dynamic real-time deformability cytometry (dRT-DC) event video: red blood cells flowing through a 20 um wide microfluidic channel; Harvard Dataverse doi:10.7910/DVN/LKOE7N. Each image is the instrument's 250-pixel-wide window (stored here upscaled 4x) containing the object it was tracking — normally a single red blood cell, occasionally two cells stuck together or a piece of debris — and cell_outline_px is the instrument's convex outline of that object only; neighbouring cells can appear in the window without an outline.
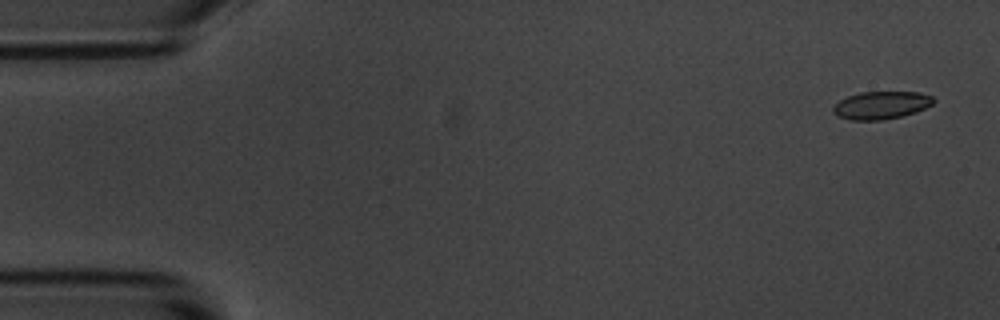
{"species": "common noctule bat (a hibernating species)", "species_latin": "Nyctalus noctula", "temperature_condition": "room temperature", "stored_images_in_passage": 6, "camera_frame_rate_fps": 3000, "um_per_image_px": 0.085, "animal": {"sex": "male", "body_mass_g": 20.1, "forearm_length_mm": 53.5}, "frame": {"image": 1, "passage_image": 1, "time_ms": 0.0, "image_size_px": [1000, 320], "cell_outline_px": [[936, 100], [932, 104], [916, 112], [884, 120], [852, 120], [836, 116], [832, 112], [832, 108], [840, 100], [848, 96], [860, 92], [920, 92], [932, 96]], "centroid_in_image_um": [74.89, 8.94], "position_along_channel_um": 10.1, "area_um2": 16.24}}
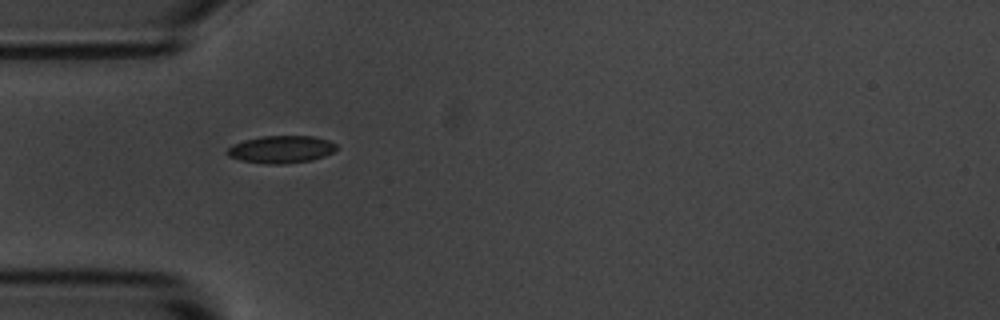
{"frame": {"image": 2, "passage_image": 5, "time_ms": 4.667, "image_size_px": [1000, 320], "cell_outline_px": [[336, 148], [332, 152], [324, 156], [312, 160], [284, 164], [268, 164], [240, 160], [228, 156], [228, 148], [244, 140], [260, 136], [312, 136], [328, 140], [336, 144]], "centroid_in_image_um": [23.91, 12.7], "position_along_channel_um": 61.1, "area_um2": 17.28}}